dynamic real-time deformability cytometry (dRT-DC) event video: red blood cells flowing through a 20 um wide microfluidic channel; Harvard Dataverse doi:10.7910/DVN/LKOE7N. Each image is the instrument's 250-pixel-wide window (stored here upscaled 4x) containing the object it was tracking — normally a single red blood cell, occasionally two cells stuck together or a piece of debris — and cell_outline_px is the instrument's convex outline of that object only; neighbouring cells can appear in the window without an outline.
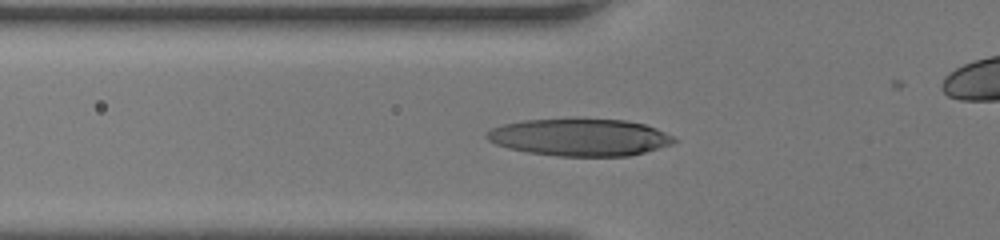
{"species": "human", "species_latin": "Homo sapiens", "temperature_condition": "room temperature", "stored_images_in_passage": 42, "camera_frame_rate_fps": 3000, "um_per_image_px": 0.085, "donor": {"sex": "female"}, "frame": {"image": 1, "passage_image": 18, "time_ms": 5.667, "image_size_px": [1000, 240], "cell_outline_px": [[680, 140], [672, 144], [644, 152], [628, 156], [556, 156], [528, 152], [508, 148], [496, 144], [488, 140], [484, 136], [492, 128], [504, 124], [524, 120], [628, 120], [644, 124], [656, 128]], "centroid_in_image_um": [49.3, 11.69], "position_along_channel_um": 76.5, "area_um2": 40.17}}
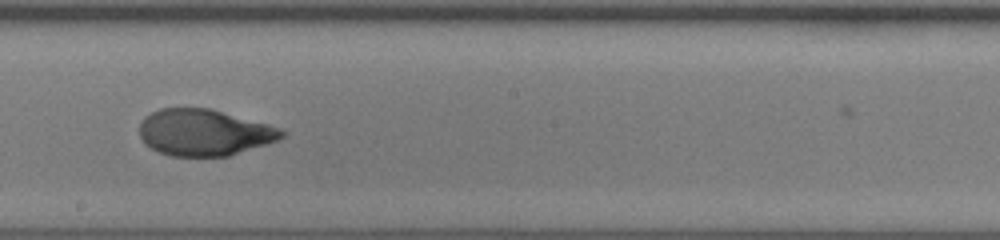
{"frame": {"image": 2, "passage_image": 28, "time_ms": 9.0, "image_size_px": [1000, 240], "cell_outline_px": [[288, 132], [284, 136], [276, 140], [228, 156], [172, 156], [160, 152], [144, 144], [140, 136], [140, 124], [144, 116], [160, 108], [208, 108], [268, 124], [280, 128]], "centroid_in_image_um": [17.33, 11.25], "position_along_channel_um": 230.9, "area_um2": 38.21}}
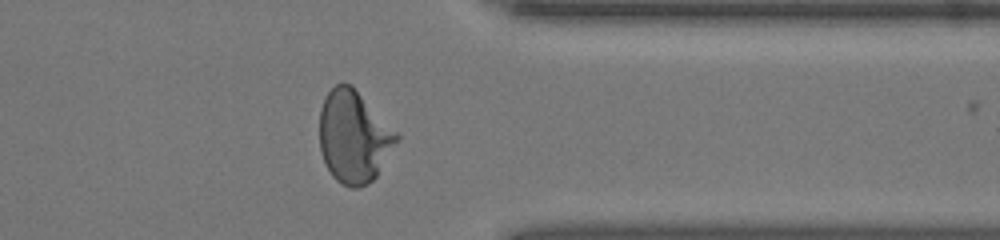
{"frame": {"image": 3, "passage_image": 38, "time_ms": 12.333, "image_size_px": [1000, 240], "cell_outline_px": [[400, 136], [376, 176], [368, 184], [360, 188], [352, 188], [340, 184], [332, 176], [324, 164], [320, 152], [320, 108], [324, 96], [336, 84], [344, 80], [352, 84]], "centroid_in_image_um": [30.03, 11.61], "position_along_channel_um": 381.4, "area_um2": 41.62}}